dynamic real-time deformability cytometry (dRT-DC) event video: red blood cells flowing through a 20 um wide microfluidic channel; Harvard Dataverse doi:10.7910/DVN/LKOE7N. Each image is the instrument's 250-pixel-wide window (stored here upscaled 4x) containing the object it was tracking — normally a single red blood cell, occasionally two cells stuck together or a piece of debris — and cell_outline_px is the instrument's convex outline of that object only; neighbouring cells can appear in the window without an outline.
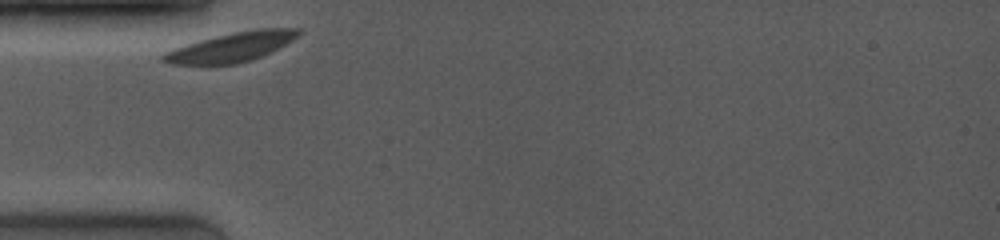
{"species": "common noctule bat (a hibernating species)", "species_latin": "Nyctalus noctula", "temperature_condition": "room temperature", "stored_images_in_passage": 28, "camera_frame_rate_fps": 4000, "um_per_image_px": 0.085, "animal": {"sex": "female", "body_mass_g": 19.0, "forearm_length_mm": 53.3}, "frame": {"image": 1, "passage_image": 1, "time_ms": 0.0, "image_size_px": [1000, 240], "cell_outline_px": [[304, 32], [300, 36], [252, 60], [236, 64], [172, 64], [160, 60], [160, 56], [164, 52], [200, 40], [232, 32], [256, 28], [304, 28]], "centroid_in_image_um": [19.71, 3.98], "position_along_channel_um": 65.3, "area_um2": 23.0}}
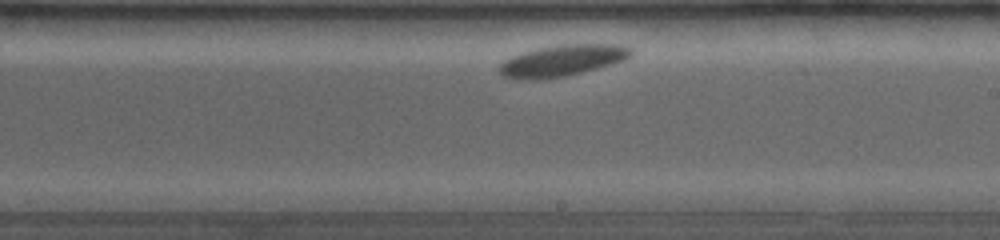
{"frame": {"image": 2, "passage_image": 15, "time_ms": 5.0, "image_size_px": [1000, 240], "cell_outline_px": [[632, 56], [624, 60], [612, 64], [564, 76], [544, 80], [512, 80], [504, 76], [500, 72], [500, 64], [504, 60], [512, 56], [536, 48], [560, 44], [620, 44], [632, 48]], "centroid_in_image_um": [47.78, 5.15], "position_along_channel_um": 241.2, "area_um2": 24.22}}
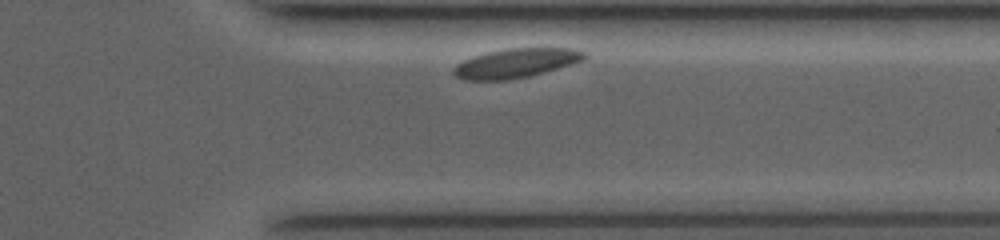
{"frame": {"image": 3, "passage_image": 26, "time_ms": 8.5, "image_size_px": [1000, 240], "cell_outline_px": [[588, 56], [584, 60], [572, 64], [544, 72], [528, 76], [508, 80], [464, 80], [456, 76], [452, 72], [452, 68], [456, 64], [472, 56], [488, 52], [508, 48], [576, 48], [588, 52]], "centroid_in_image_um": [43.88, 5.36], "position_along_channel_um": 367.5, "area_um2": 22.48}}